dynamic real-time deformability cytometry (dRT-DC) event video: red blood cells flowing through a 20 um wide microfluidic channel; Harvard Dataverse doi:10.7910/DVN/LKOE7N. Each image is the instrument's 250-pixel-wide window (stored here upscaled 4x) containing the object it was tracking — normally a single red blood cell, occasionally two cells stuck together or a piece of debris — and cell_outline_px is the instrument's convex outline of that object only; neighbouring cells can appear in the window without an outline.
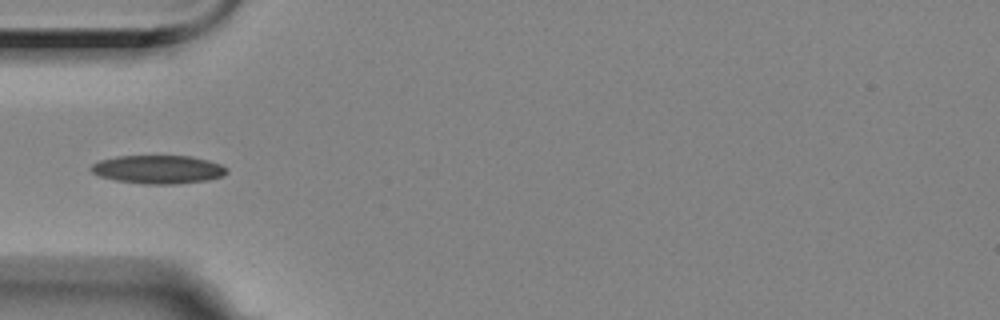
{"species": "Egyptian fruit bat (a non-hibernating species)", "species_latin": "Rousettus aegyptiacus", "temperature_condition": "room temperature", "stored_images_in_passage": 32, "camera_frame_rate_fps": 3000, "um_per_image_px": 0.085, "animal": {"sex": "female"}, "frame": {"image": 1, "passage_image": 1, "time_ms": 0.0, "image_size_px": [1000, 320], "cell_outline_px": [[228, 172], [224, 176], [208, 180], [176, 184], [144, 184], [116, 180], [100, 176], [92, 172], [88, 168], [92, 164], [100, 160], [116, 156], [192, 156], [208, 160], [220, 164], [228, 168]], "centroid_in_image_um": [13.46, 14.4], "position_along_channel_um": 71.5, "area_um2": 22.6}}
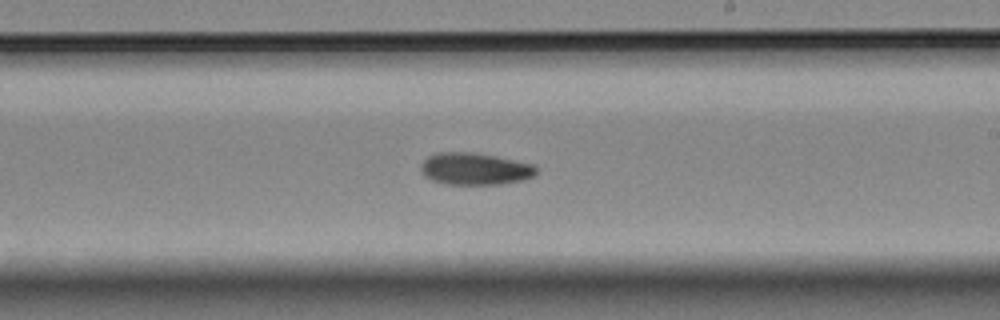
{"frame": {"image": 2, "passage_image": 16, "time_ms": 5.0, "image_size_px": [1000, 320], "cell_outline_px": [[536, 172], [532, 176], [524, 180], [500, 184], [448, 184], [432, 180], [424, 176], [420, 172], [420, 164], [428, 156], [436, 152], [472, 152], [496, 156], [532, 164], [536, 168]], "centroid_in_image_um": [40.31, 14.34], "position_along_channel_um": 248.7, "area_um2": 21.56}}
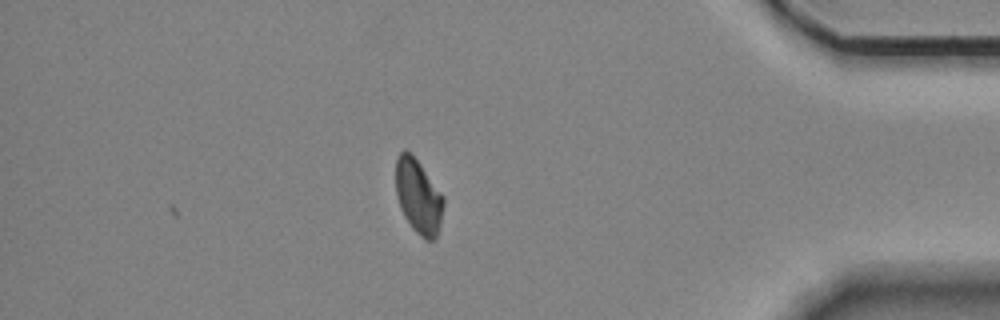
{"frame": {"image": 3, "passage_image": 32, "time_ms": 10.333, "image_size_px": [1000, 320], "cell_outline_px": [[444, 204], [440, 224], [436, 236], [432, 240], [424, 240], [412, 228], [404, 216], [400, 208], [396, 192], [396, 156], [404, 148], [412, 152], [444, 196]], "centroid_in_image_um": [35.55, 16.66], "position_along_channel_um": 399.6, "area_um2": 20.92}}